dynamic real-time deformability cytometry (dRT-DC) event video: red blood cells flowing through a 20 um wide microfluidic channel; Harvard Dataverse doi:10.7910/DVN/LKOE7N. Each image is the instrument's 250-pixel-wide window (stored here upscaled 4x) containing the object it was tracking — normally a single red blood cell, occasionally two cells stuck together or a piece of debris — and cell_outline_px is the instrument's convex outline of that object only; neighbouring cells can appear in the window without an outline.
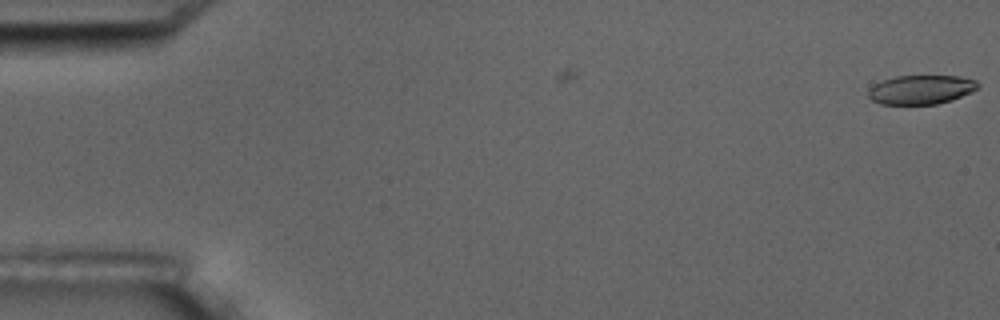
{"species": "common noctule bat (a hibernating species)", "species_latin": "Nyctalus noctula", "temperature_condition": "room temperature", "stored_images_in_passage": 2, "camera_frame_rate_fps": 3000, "um_per_image_px": 0.085, "animal": {"sex": "male", "body_mass_g": 17.5, "forearm_length_mm": 52.3}, "frame": {"image": 1, "passage_image": 2, "time_ms": 1.0, "image_size_px": [1000, 320], "cell_outline_px": [[980, 88], [972, 92], [952, 100], [936, 104], [880, 104], [872, 100], [868, 96], [868, 92], [876, 84], [884, 80], [896, 76], [960, 76], [976, 80], [980, 84]], "centroid_in_image_um": [78.35, 7.62], "position_along_channel_um": 6.6, "area_um2": 18.55}}